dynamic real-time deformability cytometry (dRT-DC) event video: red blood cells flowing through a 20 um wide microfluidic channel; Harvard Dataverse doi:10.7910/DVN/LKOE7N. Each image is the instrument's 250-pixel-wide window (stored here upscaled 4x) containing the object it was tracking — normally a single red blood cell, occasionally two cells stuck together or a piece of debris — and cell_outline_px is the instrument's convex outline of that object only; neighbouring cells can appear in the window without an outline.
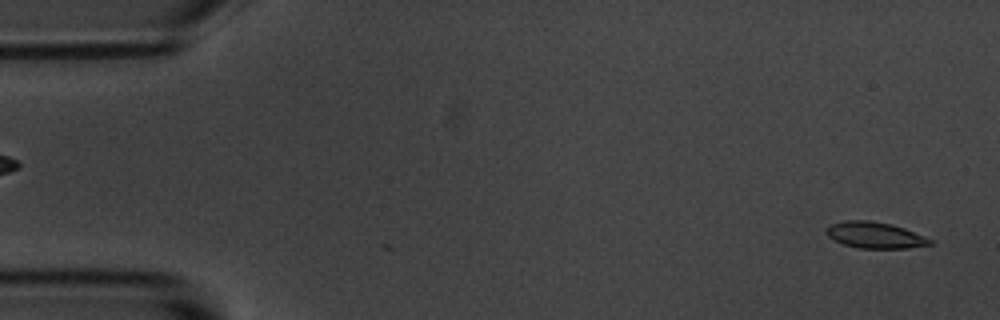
{"species": "common noctule bat (a hibernating species)", "species_latin": "Nyctalus noctula", "temperature_condition": "room temperature", "stored_images_in_passage": 6, "segment_of_instrument_passage": [2, 2], "camera_frame_rate_fps": 3000, "um_per_image_px": 0.085, "animal": {"sex": "male", "body_mass_g": 20.1, "forearm_length_mm": 53.5}, "frame": {"image": 1, "passage_image": 6, "time_ms": 6.0, "image_size_px": [1000, 320], "cell_outline_px": [[932, 244], [908, 248], [860, 248], [844, 244], [828, 236], [824, 232], [824, 228], [828, 224], [844, 220], [868, 220], [892, 224], [904, 228], [924, 236], [932, 240]], "centroid_in_image_um": [74.32, 19.97], "position_along_channel_um": 10.7, "area_um2": 15.9}}